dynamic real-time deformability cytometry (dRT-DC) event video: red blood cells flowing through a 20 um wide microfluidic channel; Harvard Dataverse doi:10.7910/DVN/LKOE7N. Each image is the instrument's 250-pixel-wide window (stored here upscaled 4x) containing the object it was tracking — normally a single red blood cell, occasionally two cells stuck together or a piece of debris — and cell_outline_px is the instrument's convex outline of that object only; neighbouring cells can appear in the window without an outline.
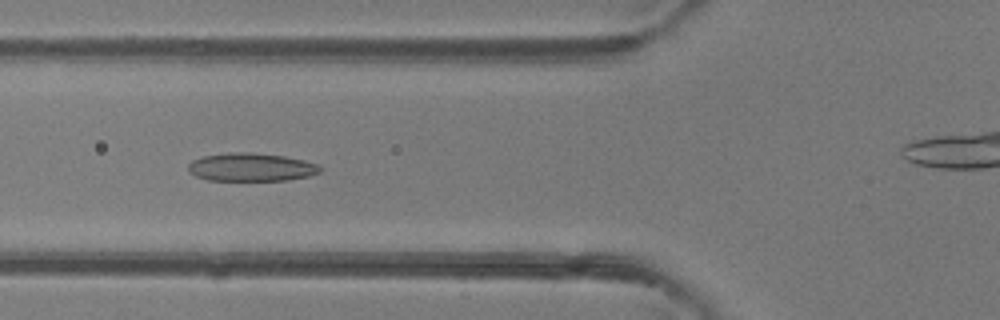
{"species": "common noctule bat (a hibernating species)", "species_latin": "Nyctalus noctula", "temperature_condition": "room temperature", "stored_images_in_passage": 49, "camera_frame_rate_fps": 3000, "um_per_image_px": 0.085, "animal": {"sex": "female"}, "frame": {"image": 1, "passage_image": 18, "time_ms": 5.667, "image_size_px": [1000, 320], "cell_outline_px": [[324, 168], [320, 172], [308, 176], [288, 180], [208, 180], [196, 176], [188, 172], [188, 164], [192, 160], [204, 156], [232, 152], [252, 152], [284, 156], [304, 160], [320, 164]], "centroid_in_image_um": [21.38, 14.2], "position_along_channel_um": 104.4, "area_um2": 21.79}}
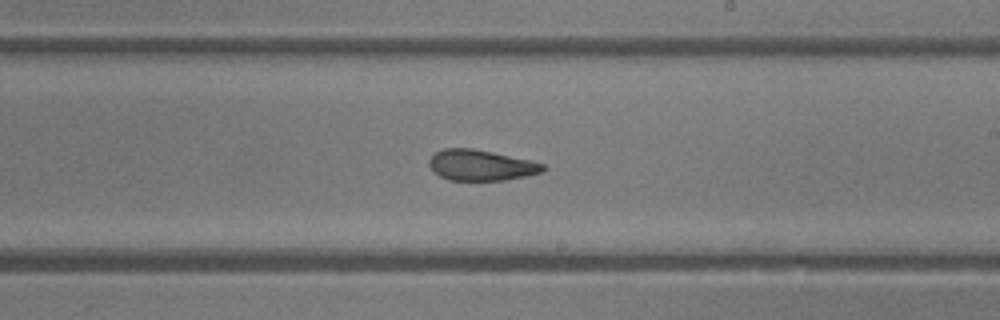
{"frame": {"image": 2, "passage_image": 28, "time_ms": 9.0, "image_size_px": [1000, 320], "cell_outline_px": [[544, 172], [528, 176], [504, 180], [448, 180], [440, 176], [428, 164], [428, 160], [436, 152], [444, 148], [472, 148], [532, 160], [544, 164]], "centroid_in_image_um": [40.91, 14.04], "position_along_channel_um": 248.1, "area_um2": 20.4}}
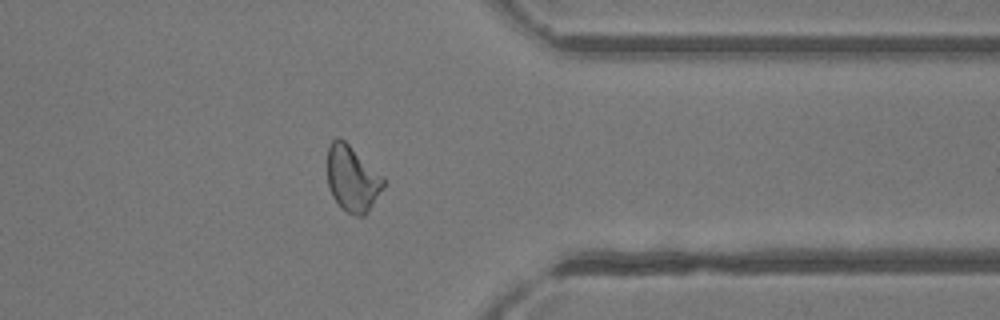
{"frame": {"image": 3, "passage_image": 38, "time_ms": 12.333, "image_size_px": [1000, 320], "cell_outline_px": [[384, 188], [368, 212], [364, 216], [356, 216], [340, 208], [332, 196], [328, 184], [328, 144], [336, 136], [340, 136], [384, 176]], "centroid_in_image_um": [29.95, 15.18], "position_along_channel_um": 381.4, "area_um2": 21.85}, "authors_computed_cell_mechanics": {"area_um2": 22.253, "velocity_mm_per_s": 4.3037, "shape_relaxation_time_tau1_ms": null, "shape_relaxation_time_tau2_ms": 1.7596, "deformation_change_tau1": null, "deformation_change_tau2": 0.0899}}